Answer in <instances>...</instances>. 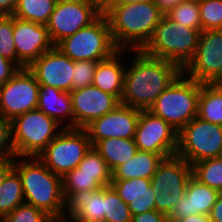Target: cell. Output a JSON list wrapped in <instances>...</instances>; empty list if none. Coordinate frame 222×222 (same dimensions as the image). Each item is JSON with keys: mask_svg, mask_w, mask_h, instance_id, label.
Segmentation results:
<instances>
[{"mask_svg": "<svg viewBox=\"0 0 222 222\" xmlns=\"http://www.w3.org/2000/svg\"><path fill=\"white\" fill-rule=\"evenodd\" d=\"M110 185L126 204L138 196L154 194L151 179L147 178L112 179Z\"/></svg>", "mask_w": 222, "mask_h": 222, "instance_id": "cell-30", "label": "cell"}, {"mask_svg": "<svg viewBox=\"0 0 222 222\" xmlns=\"http://www.w3.org/2000/svg\"><path fill=\"white\" fill-rule=\"evenodd\" d=\"M98 14L84 0H58L46 24L51 41L56 45L94 22Z\"/></svg>", "mask_w": 222, "mask_h": 222, "instance_id": "cell-14", "label": "cell"}, {"mask_svg": "<svg viewBox=\"0 0 222 222\" xmlns=\"http://www.w3.org/2000/svg\"><path fill=\"white\" fill-rule=\"evenodd\" d=\"M134 140L139 151L161 154L166 158L176 155L178 132L149 110H141Z\"/></svg>", "mask_w": 222, "mask_h": 222, "instance_id": "cell-13", "label": "cell"}, {"mask_svg": "<svg viewBox=\"0 0 222 222\" xmlns=\"http://www.w3.org/2000/svg\"><path fill=\"white\" fill-rule=\"evenodd\" d=\"M55 47L73 61L100 62L118 51L112 40L108 20L100 15L89 26L59 41Z\"/></svg>", "mask_w": 222, "mask_h": 222, "instance_id": "cell-7", "label": "cell"}, {"mask_svg": "<svg viewBox=\"0 0 222 222\" xmlns=\"http://www.w3.org/2000/svg\"><path fill=\"white\" fill-rule=\"evenodd\" d=\"M28 159L13 160V168L19 173L22 182L25 203L43 210L53 220H65L62 178L47 168L38 157Z\"/></svg>", "mask_w": 222, "mask_h": 222, "instance_id": "cell-3", "label": "cell"}, {"mask_svg": "<svg viewBox=\"0 0 222 222\" xmlns=\"http://www.w3.org/2000/svg\"><path fill=\"white\" fill-rule=\"evenodd\" d=\"M20 68L0 54V86L10 80Z\"/></svg>", "mask_w": 222, "mask_h": 222, "instance_id": "cell-40", "label": "cell"}, {"mask_svg": "<svg viewBox=\"0 0 222 222\" xmlns=\"http://www.w3.org/2000/svg\"><path fill=\"white\" fill-rule=\"evenodd\" d=\"M197 117L222 126V92L215 84H202Z\"/></svg>", "mask_w": 222, "mask_h": 222, "instance_id": "cell-25", "label": "cell"}, {"mask_svg": "<svg viewBox=\"0 0 222 222\" xmlns=\"http://www.w3.org/2000/svg\"><path fill=\"white\" fill-rule=\"evenodd\" d=\"M72 222L104 219V187L70 193L65 198V207Z\"/></svg>", "mask_w": 222, "mask_h": 222, "instance_id": "cell-20", "label": "cell"}, {"mask_svg": "<svg viewBox=\"0 0 222 222\" xmlns=\"http://www.w3.org/2000/svg\"><path fill=\"white\" fill-rule=\"evenodd\" d=\"M13 168V158H0V185L6 174Z\"/></svg>", "mask_w": 222, "mask_h": 222, "instance_id": "cell-46", "label": "cell"}, {"mask_svg": "<svg viewBox=\"0 0 222 222\" xmlns=\"http://www.w3.org/2000/svg\"><path fill=\"white\" fill-rule=\"evenodd\" d=\"M5 222H53L54 220L43 210L23 203L6 215Z\"/></svg>", "mask_w": 222, "mask_h": 222, "instance_id": "cell-36", "label": "cell"}, {"mask_svg": "<svg viewBox=\"0 0 222 222\" xmlns=\"http://www.w3.org/2000/svg\"><path fill=\"white\" fill-rule=\"evenodd\" d=\"M102 186L97 182V176L77 175V168L62 177V192L64 199L70 193L87 190H99Z\"/></svg>", "mask_w": 222, "mask_h": 222, "instance_id": "cell-33", "label": "cell"}, {"mask_svg": "<svg viewBox=\"0 0 222 222\" xmlns=\"http://www.w3.org/2000/svg\"><path fill=\"white\" fill-rule=\"evenodd\" d=\"M13 36L16 50V65L27 68L44 52L55 45L46 25L25 21L13 16Z\"/></svg>", "mask_w": 222, "mask_h": 222, "instance_id": "cell-15", "label": "cell"}, {"mask_svg": "<svg viewBox=\"0 0 222 222\" xmlns=\"http://www.w3.org/2000/svg\"><path fill=\"white\" fill-rule=\"evenodd\" d=\"M27 69L34 75L39 85L72 91L74 61L55 46L33 61Z\"/></svg>", "mask_w": 222, "mask_h": 222, "instance_id": "cell-17", "label": "cell"}, {"mask_svg": "<svg viewBox=\"0 0 222 222\" xmlns=\"http://www.w3.org/2000/svg\"><path fill=\"white\" fill-rule=\"evenodd\" d=\"M184 76L182 73L148 109L169 123L177 132L197 117L198 99L203 84Z\"/></svg>", "mask_w": 222, "mask_h": 222, "instance_id": "cell-5", "label": "cell"}, {"mask_svg": "<svg viewBox=\"0 0 222 222\" xmlns=\"http://www.w3.org/2000/svg\"><path fill=\"white\" fill-rule=\"evenodd\" d=\"M155 0H114V5L133 4L138 2H149Z\"/></svg>", "mask_w": 222, "mask_h": 222, "instance_id": "cell-48", "label": "cell"}, {"mask_svg": "<svg viewBox=\"0 0 222 222\" xmlns=\"http://www.w3.org/2000/svg\"><path fill=\"white\" fill-rule=\"evenodd\" d=\"M140 109L119 104L114 110L88 124L86 130L92 147L102 139L134 138Z\"/></svg>", "mask_w": 222, "mask_h": 222, "instance_id": "cell-16", "label": "cell"}, {"mask_svg": "<svg viewBox=\"0 0 222 222\" xmlns=\"http://www.w3.org/2000/svg\"><path fill=\"white\" fill-rule=\"evenodd\" d=\"M163 15L155 1H149L114 5L105 16L116 48L131 46L135 51L146 46Z\"/></svg>", "mask_w": 222, "mask_h": 222, "instance_id": "cell-2", "label": "cell"}, {"mask_svg": "<svg viewBox=\"0 0 222 222\" xmlns=\"http://www.w3.org/2000/svg\"><path fill=\"white\" fill-rule=\"evenodd\" d=\"M191 176L192 166L177 155L166 157L160 162L151 178L155 206L159 213L169 215L172 208L184 196Z\"/></svg>", "mask_w": 222, "mask_h": 222, "instance_id": "cell-8", "label": "cell"}, {"mask_svg": "<svg viewBox=\"0 0 222 222\" xmlns=\"http://www.w3.org/2000/svg\"><path fill=\"white\" fill-rule=\"evenodd\" d=\"M222 92V78H220L219 80H217L215 83H214Z\"/></svg>", "mask_w": 222, "mask_h": 222, "instance_id": "cell-49", "label": "cell"}, {"mask_svg": "<svg viewBox=\"0 0 222 222\" xmlns=\"http://www.w3.org/2000/svg\"><path fill=\"white\" fill-rule=\"evenodd\" d=\"M220 192L201 183L193 175L186 186L184 196L176 203L168 215L170 222L196 214L209 215Z\"/></svg>", "mask_w": 222, "mask_h": 222, "instance_id": "cell-19", "label": "cell"}, {"mask_svg": "<svg viewBox=\"0 0 222 222\" xmlns=\"http://www.w3.org/2000/svg\"><path fill=\"white\" fill-rule=\"evenodd\" d=\"M131 222H170L167 215L151 210L131 217Z\"/></svg>", "mask_w": 222, "mask_h": 222, "instance_id": "cell-41", "label": "cell"}, {"mask_svg": "<svg viewBox=\"0 0 222 222\" xmlns=\"http://www.w3.org/2000/svg\"><path fill=\"white\" fill-rule=\"evenodd\" d=\"M77 168V175L97 176V182L102 186H110L112 171L101 155L91 147Z\"/></svg>", "mask_w": 222, "mask_h": 222, "instance_id": "cell-28", "label": "cell"}, {"mask_svg": "<svg viewBox=\"0 0 222 222\" xmlns=\"http://www.w3.org/2000/svg\"><path fill=\"white\" fill-rule=\"evenodd\" d=\"M77 222H107L105 219L101 220H89V221H77Z\"/></svg>", "mask_w": 222, "mask_h": 222, "instance_id": "cell-50", "label": "cell"}, {"mask_svg": "<svg viewBox=\"0 0 222 222\" xmlns=\"http://www.w3.org/2000/svg\"><path fill=\"white\" fill-rule=\"evenodd\" d=\"M11 140V122L0 115V158H14Z\"/></svg>", "mask_w": 222, "mask_h": 222, "instance_id": "cell-38", "label": "cell"}, {"mask_svg": "<svg viewBox=\"0 0 222 222\" xmlns=\"http://www.w3.org/2000/svg\"><path fill=\"white\" fill-rule=\"evenodd\" d=\"M93 147L106 161L111 171L133 158L138 151L134 138L123 139L112 137L102 139Z\"/></svg>", "mask_w": 222, "mask_h": 222, "instance_id": "cell-24", "label": "cell"}, {"mask_svg": "<svg viewBox=\"0 0 222 222\" xmlns=\"http://www.w3.org/2000/svg\"><path fill=\"white\" fill-rule=\"evenodd\" d=\"M182 70L188 78L203 84H214L222 78V29L200 32L196 52Z\"/></svg>", "mask_w": 222, "mask_h": 222, "instance_id": "cell-11", "label": "cell"}, {"mask_svg": "<svg viewBox=\"0 0 222 222\" xmlns=\"http://www.w3.org/2000/svg\"><path fill=\"white\" fill-rule=\"evenodd\" d=\"M97 64L96 61H74L72 91L92 85Z\"/></svg>", "mask_w": 222, "mask_h": 222, "instance_id": "cell-37", "label": "cell"}, {"mask_svg": "<svg viewBox=\"0 0 222 222\" xmlns=\"http://www.w3.org/2000/svg\"><path fill=\"white\" fill-rule=\"evenodd\" d=\"M164 158L161 154L138 150L133 158L112 171V179H151Z\"/></svg>", "mask_w": 222, "mask_h": 222, "instance_id": "cell-23", "label": "cell"}, {"mask_svg": "<svg viewBox=\"0 0 222 222\" xmlns=\"http://www.w3.org/2000/svg\"><path fill=\"white\" fill-rule=\"evenodd\" d=\"M53 222H66L65 220H54Z\"/></svg>", "mask_w": 222, "mask_h": 222, "instance_id": "cell-51", "label": "cell"}, {"mask_svg": "<svg viewBox=\"0 0 222 222\" xmlns=\"http://www.w3.org/2000/svg\"><path fill=\"white\" fill-rule=\"evenodd\" d=\"M136 57L125 69L121 104L148 110L156 98L183 73L174 62L135 50Z\"/></svg>", "mask_w": 222, "mask_h": 222, "instance_id": "cell-1", "label": "cell"}, {"mask_svg": "<svg viewBox=\"0 0 222 222\" xmlns=\"http://www.w3.org/2000/svg\"><path fill=\"white\" fill-rule=\"evenodd\" d=\"M123 50H118L110 58L98 62L92 85L116 96L121 101L125 69L119 61Z\"/></svg>", "mask_w": 222, "mask_h": 222, "instance_id": "cell-22", "label": "cell"}, {"mask_svg": "<svg viewBox=\"0 0 222 222\" xmlns=\"http://www.w3.org/2000/svg\"><path fill=\"white\" fill-rule=\"evenodd\" d=\"M166 15L184 27L197 29L202 32L198 1L178 3Z\"/></svg>", "mask_w": 222, "mask_h": 222, "instance_id": "cell-32", "label": "cell"}, {"mask_svg": "<svg viewBox=\"0 0 222 222\" xmlns=\"http://www.w3.org/2000/svg\"><path fill=\"white\" fill-rule=\"evenodd\" d=\"M37 109L55 119L59 124L63 119H68L64 128H74V114L70 92L60 89L39 85V97Z\"/></svg>", "mask_w": 222, "mask_h": 222, "instance_id": "cell-21", "label": "cell"}, {"mask_svg": "<svg viewBox=\"0 0 222 222\" xmlns=\"http://www.w3.org/2000/svg\"><path fill=\"white\" fill-rule=\"evenodd\" d=\"M98 14L106 15L114 6V0H84Z\"/></svg>", "mask_w": 222, "mask_h": 222, "instance_id": "cell-42", "label": "cell"}, {"mask_svg": "<svg viewBox=\"0 0 222 222\" xmlns=\"http://www.w3.org/2000/svg\"><path fill=\"white\" fill-rule=\"evenodd\" d=\"M0 54L16 64L12 15H2L0 17Z\"/></svg>", "mask_w": 222, "mask_h": 222, "instance_id": "cell-35", "label": "cell"}, {"mask_svg": "<svg viewBox=\"0 0 222 222\" xmlns=\"http://www.w3.org/2000/svg\"><path fill=\"white\" fill-rule=\"evenodd\" d=\"M128 205L110 185L104 187V219L107 222H131Z\"/></svg>", "mask_w": 222, "mask_h": 222, "instance_id": "cell-31", "label": "cell"}, {"mask_svg": "<svg viewBox=\"0 0 222 222\" xmlns=\"http://www.w3.org/2000/svg\"><path fill=\"white\" fill-rule=\"evenodd\" d=\"M201 29H222V0H198Z\"/></svg>", "mask_w": 222, "mask_h": 222, "instance_id": "cell-34", "label": "cell"}, {"mask_svg": "<svg viewBox=\"0 0 222 222\" xmlns=\"http://www.w3.org/2000/svg\"><path fill=\"white\" fill-rule=\"evenodd\" d=\"M39 83L27 69H20L0 86V115L9 121L30 110L37 109Z\"/></svg>", "mask_w": 222, "mask_h": 222, "instance_id": "cell-12", "label": "cell"}, {"mask_svg": "<svg viewBox=\"0 0 222 222\" xmlns=\"http://www.w3.org/2000/svg\"><path fill=\"white\" fill-rule=\"evenodd\" d=\"M195 1L198 0H155V4L164 14H166L170 9L174 8L178 3L195 2Z\"/></svg>", "mask_w": 222, "mask_h": 222, "instance_id": "cell-43", "label": "cell"}, {"mask_svg": "<svg viewBox=\"0 0 222 222\" xmlns=\"http://www.w3.org/2000/svg\"><path fill=\"white\" fill-rule=\"evenodd\" d=\"M18 0H0V14L12 15Z\"/></svg>", "mask_w": 222, "mask_h": 222, "instance_id": "cell-45", "label": "cell"}, {"mask_svg": "<svg viewBox=\"0 0 222 222\" xmlns=\"http://www.w3.org/2000/svg\"><path fill=\"white\" fill-rule=\"evenodd\" d=\"M74 114V128L84 129L95 119L114 110L120 100L93 85L70 92Z\"/></svg>", "mask_w": 222, "mask_h": 222, "instance_id": "cell-18", "label": "cell"}, {"mask_svg": "<svg viewBox=\"0 0 222 222\" xmlns=\"http://www.w3.org/2000/svg\"><path fill=\"white\" fill-rule=\"evenodd\" d=\"M91 147L85 129L63 128L38 156V159L62 178L79 165Z\"/></svg>", "mask_w": 222, "mask_h": 222, "instance_id": "cell-9", "label": "cell"}, {"mask_svg": "<svg viewBox=\"0 0 222 222\" xmlns=\"http://www.w3.org/2000/svg\"><path fill=\"white\" fill-rule=\"evenodd\" d=\"M192 175L201 183L222 193V156L204 159L193 164Z\"/></svg>", "mask_w": 222, "mask_h": 222, "instance_id": "cell-29", "label": "cell"}, {"mask_svg": "<svg viewBox=\"0 0 222 222\" xmlns=\"http://www.w3.org/2000/svg\"><path fill=\"white\" fill-rule=\"evenodd\" d=\"M199 36V30L184 27L164 14L142 51L174 62L183 69L196 52Z\"/></svg>", "mask_w": 222, "mask_h": 222, "instance_id": "cell-4", "label": "cell"}, {"mask_svg": "<svg viewBox=\"0 0 222 222\" xmlns=\"http://www.w3.org/2000/svg\"><path fill=\"white\" fill-rule=\"evenodd\" d=\"M58 0H18L12 16L46 25Z\"/></svg>", "mask_w": 222, "mask_h": 222, "instance_id": "cell-27", "label": "cell"}, {"mask_svg": "<svg viewBox=\"0 0 222 222\" xmlns=\"http://www.w3.org/2000/svg\"><path fill=\"white\" fill-rule=\"evenodd\" d=\"M176 155L191 166L198 161L222 156V126L195 117L178 132Z\"/></svg>", "mask_w": 222, "mask_h": 222, "instance_id": "cell-10", "label": "cell"}, {"mask_svg": "<svg viewBox=\"0 0 222 222\" xmlns=\"http://www.w3.org/2000/svg\"><path fill=\"white\" fill-rule=\"evenodd\" d=\"M209 217L212 222H222V193L211 208Z\"/></svg>", "mask_w": 222, "mask_h": 222, "instance_id": "cell-44", "label": "cell"}, {"mask_svg": "<svg viewBox=\"0 0 222 222\" xmlns=\"http://www.w3.org/2000/svg\"><path fill=\"white\" fill-rule=\"evenodd\" d=\"M177 222H212L210 220L209 215H204V214H196V215H191L189 217H184Z\"/></svg>", "mask_w": 222, "mask_h": 222, "instance_id": "cell-47", "label": "cell"}, {"mask_svg": "<svg viewBox=\"0 0 222 222\" xmlns=\"http://www.w3.org/2000/svg\"><path fill=\"white\" fill-rule=\"evenodd\" d=\"M10 122L16 158L38 157L64 128L39 109L21 114Z\"/></svg>", "mask_w": 222, "mask_h": 222, "instance_id": "cell-6", "label": "cell"}, {"mask_svg": "<svg viewBox=\"0 0 222 222\" xmlns=\"http://www.w3.org/2000/svg\"><path fill=\"white\" fill-rule=\"evenodd\" d=\"M25 203L22 182L19 173L12 168L0 185V219Z\"/></svg>", "mask_w": 222, "mask_h": 222, "instance_id": "cell-26", "label": "cell"}, {"mask_svg": "<svg viewBox=\"0 0 222 222\" xmlns=\"http://www.w3.org/2000/svg\"><path fill=\"white\" fill-rule=\"evenodd\" d=\"M127 205L129 207L131 216L156 210L155 194L138 196Z\"/></svg>", "mask_w": 222, "mask_h": 222, "instance_id": "cell-39", "label": "cell"}]
</instances>
